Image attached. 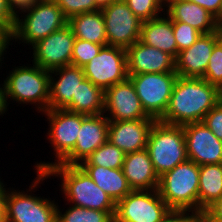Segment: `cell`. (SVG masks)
<instances>
[{
    "label": "cell",
    "instance_id": "cell-1",
    "mask_svg": "<svg viewBox=\"0 0 222 222\" xmlns=\"http://www.w3.org/2000/svg\"><path fill=\"white\" fill-rule=\"evenodd\" d=\"M222 100V90L203 78H177L167 110L159 120L184 126L201 122L205 115Z\"/></svg>",
    "mask_w": 222,
    "mask_h": 222
},
{
    "label": "cell",
    "instance_id": "cell-2",
    "mask_svg": "<svg viewBox=\"0 0 222 222\" xmlns=\"http://www.w3.org/2000/svg\"><path fill=\"white\" fill-rule=\"evenodd\" d=\"M67 24L68 19L54 0H37L16 12L11 41L33 46Z\"/></svg>",
    "mask_w": 222,
    "mask_h": 222
},
{
    "label": "cell",
    "instance_id": "cell-3",
    "mask_svg": "<svg viewBox=\"0 0 222 222\" xmlns=\"http://www.w3.org/2000/svg\"><path fill=\"white\" fill-rule=\"evenodd\" d=\"M46 173L49 179L55 176L61 180L59 186L65 202L88 209L115 211L116 203L113 199L100 189L79 165L59 163L51 166Z\"/></svg>",
    "mask_w": 222,
    "mask_h": 222
},
{
    "label": "cell",
    "instance_id": "cell-4",
    "mask_svg": "<svg viewBox=\"0 0 222 222\" xmlns=\"http://www.w3.org/2000/svg\"><path fill=\"white\" fill-rule=\"evenodd\" d=\"M35 179L24 190H15L14 188H4V200L6 205L7 222H57L58 203L51 198H45L32 192L38 190V187L49 175L46 172H35Z\"/></svg>",
    "mask_w": 222,
    "mask_h": 222
},
{
    "label": "cell",
    "instance_id": "cell-5",
    "mask_svg": "<svg viewBox=\"0 0 222 222\" xmlns=\"http://www.w3.org/2000/svg\"><path fill=\"white\" fill-rule=\"evenodd\" d=\"M33 66H15L9 69L6 79V99L18 104L35 105L37 113L48 110L50 71L32 64ZM10 98V99H9ZM9 99V100H8Z\"/></svg>",
    "mask_w": 222,
    "mask_h": 222
},
{
    "label": "cell",
    "instance_id": "cell-6",
    "mask_svg": "<svg viewBox=\"0 0 222 222\" xmlns=\"http://www.w3.org/2000/svg\"><path fill=\"white\" fill-rule=\"evenodd\" d=\"M200 166L187 160L159 177L158 192L171 210L199 214Z\"/></svg>",
    "mask_w": 222,
    "mask_h": 222
},
{
    "label": "cell",
    "instance_id": "cell-7",
    "mask_svg": "<svg viewBox=\"0 0 222 222\" xmlns=\"http://www.w3.org/2000/svg\"><path fill=\"white\" fill-rule=\"evenodd\" d=\"M146 149L159 177L186 162L188 157L183 126L155 121Z\"/></svg>",
    "mask_w": 222,
    "mask_h": 222
},
{
    "label": "cell",
    "instance_id": "cell-8",
    "mask_svg": "<svg viewBox=\"0 0 222 222\" xmlns=\"http://www.w3.org/2000/svg\"><path fill=\"white\" fill-rule=\"evenodd\" d=\"M47 116L49 140L55 161H40L34 165L36 172H46L51 166L61 163L74 149L82 123V114L66 109H48L42 112Z\"/></svg>",
    "mask_w": 222,
    "mask_h": 222
},
{
    "label": "cell",
    "instance_id": "cell-9",
    "mask_svg": "<svg viewBox=\"0 0 222 222\" xmlns=\"http://www.w3.org/2000/svg\"><path fill=\"white\" fill-rule=\"evenodd\" d=\"M146 114L159 121L167 110L178 78L176 72L128 75Z\"/></svg>",
    "mask_w": 222,
    "mask_h": 222
},
{
    "label": "cell",
    "instance_id": "cell-10",
    "mask_svg": "<svg viewBox=\"0 0 222 222\" xmlns=\"http://www.w3.org/2000/svg\"><path fill=\"white\" fill-rule=\"evenodd\" d=\"M170 210L157 189L132 190L116 202L114 222H159Z\"/></svg>",
    "mask_w": 222,
    "mask_h": 222
},
{
    "label": "cell",
    "instance_id": "cell-11",
    "mask_svg": "<svg viewBox=\"0 0 222 222\" xmlns=\"http://www.w3.org/2000/svg\"><path fill=\"white\" fill-rule=\"evenodd\" d=\"M105 21L107 45L127 49L140 39L142 21L124 0H116L101 8Z\"/></svg>",
    "mask_w": 222,
    "mask_h": 222
},
{
    "label": "cell",
    "instance_id": "cell-12",
    "mask_svg": "<svg viewBox=\"0 0 222 222\" xmlns=\"http://www.w3.org/2000/svg\"><path fill=\"white\" fill-rule=\"evenodd\" d=\"M85 77L104 91L128 78L126 49L106 45L83 67Z\"/></svg>",
    "mask_w": 222,
    "mask_h": 222
},
{
    "label": "cell",
    "instance_id": "cell-13",
    "mask_svg": "<svg viewBox=\"0 0 222 222\" xmlns=\"http://www.w3.org/2000/svg\"><path fill=\"white\" fill-rule=\"evenodd\" d=\"M75 39L72 28L68 24L51 33L29 47L30 50L33 49L32 64L49 71L71 65Z\"/></svg>",
    "mask_w": 222,
    "mask_h": 222
},
{
    "label": "cell",
    "instance_id": "cell-14",
    "mask_svg": "<svg viewBox=\"0 0 222 222\" xmlns=\"http://www.w3.org/2000/svg\"><path fill=\"white\" fill-rule=\"evenodd\" d=\"M109 121L153 119L144 111L129 78L104 91V112Z\"/></svg>",
    "mask_w": 222,
    "mask_h": 222
},
{
    "label": "cell",
    "instance_id": "cell-15",
    "mask_svg": "<svg viewBox=\"0 0 222 222\" xmlns=\"http://www.w3.org/2000/svg\"><path fill=\"white\" fill-rule=\"evenodd\" d=\"M188 160L200 165L222 163V141L201 121L183 126Z\"/></svg>",
    "mask_w": 222,
    "mask_h": 222
},
{
    "label": "cell",
    "instance_id": "cell-16",
    "mask_svg": "<svg viewBox=\"0 0 222 222\" xmlns=\"http://www.w3.org/2000/svg\"><path fill=\"white\" fill-rule=\"evenodd\" d=\"M109 120L102 113L99 115L82 114V123L73 151L60 163L79 165L108 138Z\"/></svg>",
    "mask_w": 222,
    "mask_h": 222
},
{
    "label": "cell",
    "instance_id": "cell-17",
    "mask_svg": "<svg viewBox=\"0 0 222 222\" xmlns=\"http://www.w3.org/2000/svg\"><path fill=\"white\" fill-rule=\"evenodd\" d=\"M220 31L201 34L195 43L178 53L175 71L179 77L202 78L214 46L221 40Z\"/></svg>",
    "mask_w": 222,
    "mask_h": 222
},
{
    "label": "cell",
    "instance_id": "cell-18",
    "mask_svg": "<svg viewBox=\"0 0 222 222\" xmlns=\"http://www.w3.org/2000/svg\"><path fill=\"white\" fill-rule=\"evenodd\" d=\"M128 75L176 72L175 59L140 40L126 49Z\"/></svg>",
    "mask_w": 222,
    "mask_h": 222
},
{
    "label": "cell",
    "instance_id": "cell-19",
    "mask_svg": "<svg viewBox=\"0 0 222 222\" xmlns=\"http://www.w3.org/2000/svg\"><path fill=\"white\" fill-rule=\"evenodd\" d=\"M155 119L109 121L107 140L125 154L143 150L147 146Z\"/></svg>",
    "mask_w": 222,
    "mask_h": 222
},
{
    "label": "cell",
    "instance_id": "cell-20",
    "mask_svg": "<svg viewBox=\"0 0 222 222\" xmlns=\"http://www.w3.org/2000/svg\"><path fill=\"white\" fill-rule=\"evenodd\" d=\"M85 78L81 67L69 65L50 70L48 109H65Z\"/></svg>",
    "mask_w": 222,
    "mask_h": 222
},
{
    "label": "cell",
    "instance_id": "cell-21",
    "mask_svg": "<svg viewBox=\"0 0 222 222\" xmlns=\"http://www.w3.org/2000/svg\"><path fill=\"white\" fill-rule=\"evenodd\" d=\"M164 13L172 21H180L191 25L202 34L219 30V20L208 10L188 0H168Z\"/></svg>",
    "mask_w": 222,
    "mask_h": 222
},
{
    "label": "cell",
    "instance_id": "cell-22",
    "mask_svg": "<svg viewBox=\"0 0 222 222\" xmlns=\"http://www.w3.org/2000/svg\"><path fill=\"white\" fill-rule=\"evenodd\" d=\"M122 170L132 190L158 189L159 176L146 148L125 154Z\"/></svg>",
    "mask_w": 222,
    "mask_h": 222
},
{
    "label": "cell",
    "instance_id": "cell-23",
    "mask_svg": "<svg viewBox=\"0 0 222 222\" xmlns=\"http://www.w3.org/2000/svg\"><path fill=\"white\" fill-rule=\"evenodd\" d=\"M139 40L143 44L168 53L174 59L177 58L173 21L165 13L160 17L142 23Z\"/></svg>",
    "mask_w": 222,
    "mask_h": 222
},
{
    "label": "cell",
    "instance_id": "cell-24",
    "mask_svg": "<svg viewBox=\"0 0 222 222\" xmlns=\"http://www.w3.org/2000/svg\"><path fill=\"white\" fill-rule=\"evenodd\" d=\"M96 185L108 194L113 201L123 199L132 191L122 168L112 169L97 165H79Z\"/></svg>",
    "mask_w": 222,
    "mask_h": 222
},
{
    "label": "cell",
    "instance_id": "cell-25",
    "mask_svg": "<svg viewBox=\"0 0 222 222\" xmlns=\"http://www.w3.org/2000/svg\"><path fill=\"white\" fill-rule=\"evenodd\" d=\"M75 38L103 46L107 45L105 21L101 9L78 14L68 20Z\"/></svg>",
    "mask_w": 222,
    "mask_h": 222
},
{
    "label": "cell",
    "instance_id": "cell-26",
    "mask_svg": "<svg viewBox=\"0 0 222 222\" xmlns=\"http://www.w3.org/2000/svg\"><path fill=\"white\" fill-rule=\"evenodd\" d=\"M199 214L222 197V163L200 165Z\"/></svg>",
    "mask_w": 222,
    "mask_h": 222
},
{
    "label": "cell",
    "instance_id": "cell-27",
    "mask_svg": "<svg viewBox=\"0 0 222 222\" xmlns=\"http://www.w3.org/2000/svg\"><path fill=\"white\" fill-rule=\"evenodd\" d=\"M84 115H99L104 112V90L85 78L78 86L76 96L65 108Z\"/></svg>",
    "mask_w": 222,
    "mask_h": 222
},
{
    "label": "cell",
    "instance_id": "cell-28",
    "mask_svg": "<svg viewBox=\"0 0 222 222\" xmlns=\"http://www.w3.org/2000/svg\"><path fill=\"white\" fill-rule=\"evenodd\" d=\"M66 204L69 205L65 207L67 209H61L57 205V222H114L115 211H100ZM61 210L65 211L62 213Z\"/></svg>",
    "mask_w": 222,
    "mask_h": 222
},
{
    "label": "cell",
    "instance_id": "cell-29",
    "mask_svg": "<svg viewBox=\"0 0 222 222\" xmlns=\"http://www.w3.org/2000/svg\"><path fill=\"white\" fill-rule=\"evenodd\" d=\"M124 158L125 153L107 140L79 165H97L117 169L123 167Z\"/></svg>",
    "mask_w": 222,
    "mask_h": 222
},
{
    "label": "cell",
    "instance_id": "cell-30",
    "mask_svg": "<svg viewBox=\"0 0 222 222\" xmlns=\"http://www.w3.org/2000/svg\"><path fill=\"white\" fill-rule=\"evenodd\" d=\"M124 2L142 22L164 14L165 2L163 0H124Z\"/></svg>",
    "mask_w": 222,
    "mask_h": 222
},
{
    "label": "cell",
    "instance_id": "cell-31",
    "mask_svg": "<svg viewBox=\"0 0 222 222\" xmlns=\"http://www.w3.org/2000/svg\"><path fill=\"white\" fill-rule=\"evenodd\" d=\"M102 47L103 45L101 44H96L76 38L73 47L71 65L82 68L93 57L98 55Z\"/></svg>",
    "mask_w": 222,
    "mask_h": 222
},
{
    "label": "cell",
    "instance_id": "cell-32",
    "mask_svg": "<svg viewBox=\"0 0 222 222\" xmlns=\"http://www.w3.org/2000/svg\"><path fill=\"white\" fill-rule=\"evenodd\" d=\"M202 78L222 90V39L214 46Z\"/></svg>",
    "mask_w": 222,
    "mask_h": 222
},
{
    "label": "cell",
    "instance_id": "cell-33",
    "mask_svg": "<svg viewBox=\"0 0 222 222\" xmlns=\"http://www.w3.org/2000/svg\"><path fill=\"white\" fill-rule=\"evenodd\" d=\"M173 33L177 44V56L180 51L195 43L202 34L191 25L180 21H173Z\"/></svg>",
    "mask_w": 222,
    "mask_h": 222
},
{
    "label": "cell",
    "instance_id": "cell-34",
    "mask_svg": "<svg viewBox=\"0 0 222 222\" xmlns=\"http://www.w3.org/2000/svg\"><path fill=\"white\" fill-rule=\"evenodd\" d=\"M64 16L69 20L71 17L87 12L100 10L95 0H54Z\"/></svg>",
    "mask_w": 222,
    "mask_h": 222
},
{
    "label": "cell",
    "instance_id": "cell-35",
    "mask_svg": "<svg viewBox=\"0 0 222 222\" xmlns=\"http://www.w3.org/2000/svg\"><path fill=\"white\" fill-rule=\"evenodd\" d=\"M202 122L222 141V100L205 115Z\"/></svg>",
    "mask_w": 222,
    "mask_h": 222
},
{
    "label": "cell",
    "instance_id": "cell-36",
    "mask_svg": "<svg viewBox=\"0 0 222 222\" xmlns=\"http://www.w3.org/2000/svg\"><path fill=\"white\" fill-rule=\"evenodd\" d=\"M202 218V214L192 211L170 210L159 222H199Z\"/></svg>",
    "mask_w": 222,
    "mask_h": 222
},
{
    "label": "cell",
    "instance_id": "cell-37",
    "mask_svg": "<svg viewBox=\"0 0 222 222\" xmlns=\"http://www.w3.org/2000/svg\"><path fill=\"white\" fill-rule=\"evenodd\" d=\"M16 12L6 2L0 0V27L12 32L15 25Z\"/></svg>",
    "mask_w": 222,
    "mask_h": 222
},
{
    "label": "cell",
    "instance_id": "cell-38",
    "mask_svg": "<svg viewBox=\"0 0 222 222\" xmlns=\"http://www.w3.org/2000/svg\"><path fill=\"white\" fill-rule=\"evenodd\" d=\"M208 10L219 21L222 19V0H188Z\"/></svg>",
    "mask_w": 222,
    "mask_h": 222
},
{
    "label": "cell",
    "instance_id": "cell-39",
    "mask_svg": "<svg viewBox=\"0 0 222 222\" xmlns=\"http://www.w3.org/2000/svg\"><path fill=\"white\" fill-rule=\"evenodd\" d=\"M202 217L207 222H222V197L209 206Z\"/></svg>",
    "mask_w": 222,
    "mask_h": 222
},
{
    "label": "cell",
    "instance_id": "cell-40",
    "mask_svg": "<svg viewBox=\"0 0 222 222\" xmlns=\"http://www.w3.org/2000/svg\"><path fill=\"white\" fill-rule=\"evenodd\" d=\"M9 45H13L11 42V32L0 27V68H2V63H4L3 60L7 53L6 49H9Z\"/></svg>",
    "mask_w": 222,
    "mask_h": 222
},
{
    "label": "cell",
    "instance_id": "cell-41",
    "mask_svg": "<svg viewBox=\"0 0 222 222\" xmlns=\"http://www.w3.org/2000/svg\"><path fill=\"white\" fill-rule=\"evenodd\" d=\"M9 105L6 99V86L5 82L0 84V116L6 114L8 111Z\"/></svg>",
    "mask_w": 222,
    "mask_h": 222
},
{
    "label": "cell",
    "instance_id": "cell-42",
    "mask_svg": "<svg viewBox=\"0 0 222 222\" xmlns=\"http://www.w3.org/2000/svg\"><path fill=\"white\" fill-rule=\"evenodd\" d=\"M35 1L37 0H6L15 12L23 7L33 4Z\"/></svg>",
    "mask_w": 222,
    "mask_h": 222
},
{
    "label": "cell",
    "instance_id": "cell-43",
    "mask_svg": "<svg viewBox=\"0 0 222 222\" xmlns=\"http://www.w3.org/2000/svg\"><path fill=\"white\" fill-rule=\"evenodd\" d=\"M0 222L6 221V205L4 200V193H0Z\"/></svg>",
    "mask_w": 222,
    "mask_h": 222
},
{
    "label": "cell",
    "instance_id": "cell-44",
    "mask_svg": "<svg viewBox=\"0 0 222 222\" xmlns=\"http://www.w3.org/2000/svg\"><path fill=\"white\" fill-rule=\"evenodd\" d=\"M116 0H95L96 5L101 9Z\"/></svg>",
    "mask_w": 222,
    "mask_h": 222
},
{
    "label": "cell",
    "instance_id": "cell-45",
    "mask_svg": "<svg viewBox=\"0 0 222 222\" xmlns=\"http://www.w3.org/2000/svg\"><path fill=\"white\" fill-rule=\"evenodd\" d=\"M0 178H1V176H0ZM5 183H3V181H1V179H0V193H4V188H5V186H6V184L4 185Z\"/></svg>",
    "mask_w": 222,
    "mask_h": 222
},
{
    "label": "cell",
    "instance_id": "cell-46",
    "mask_svg": "<svg viewBox=\"0 0 222 222\" xmlns=\"http://www.w3.org/2000/svg\"><path fill=\"white\" fill-rule=\"evenodd\" d=\"M219 31H220L221 38H222V19L219 21Z\"/></svg>",
    "mask_w": 222,
    "mask_h": 222
},
{
    "label": "cell",
    "instance_id": "cell-47",
    "mask_svg": "<svg viewBox=\"0 0 222 222\" xmlns=\"http://www.w3.org/2000/svg\"><path fill=\"white\" fill-rule=\"evenodd\" d=\"M199 222H207L204 218H202Z\"/></svg>",
    "mask_w": 222,
    "mask_h": 222
}]
</instances>
